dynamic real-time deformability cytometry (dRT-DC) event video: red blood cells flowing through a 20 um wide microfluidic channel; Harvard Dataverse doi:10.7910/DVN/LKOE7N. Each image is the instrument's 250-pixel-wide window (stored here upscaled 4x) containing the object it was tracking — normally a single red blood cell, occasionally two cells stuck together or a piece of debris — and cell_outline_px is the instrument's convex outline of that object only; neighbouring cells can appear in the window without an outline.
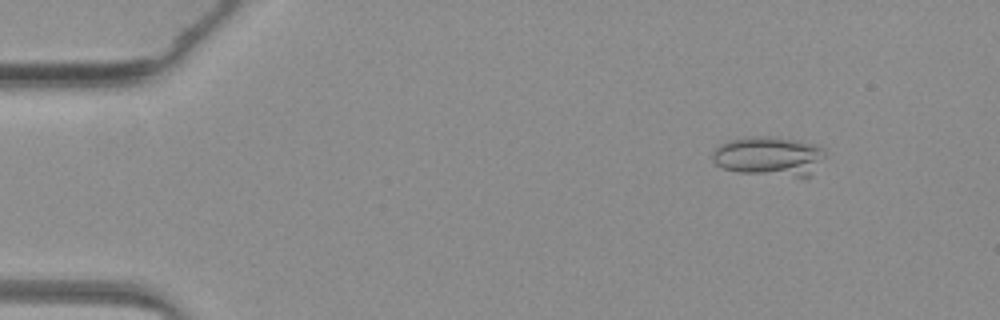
{"species": "common noctule bat (a hibernating species)", "species_latin": "Nyctalus noctula", "temperature_condition": "warm", "stored_images_in_passage": 10, "camera_frame_rate_fps": 3000, "um_per_image_px": 0.085, "animal": {"sex": "female", "body_mass_g": 19.3, "forearm_length_mm": 54.1}, "frame": {"image": 1, "passage_image": 6, "time_ms": 1.667, "image_size_px": [1000, 320], "cell_outline_px": [[824, 156], [808, 176], [796, 176], [736, 172], [724, 168], [716, 164], [712, 160], [712, 152], [720, 144], [728, 140], [748, 136], [768, 136], [796, 140], [816, 144], [824, 152]], "centroid_in_image_um": [65.3, 13.25], "position_along_channel_um": 19.7, "area_um2": 25.55}}